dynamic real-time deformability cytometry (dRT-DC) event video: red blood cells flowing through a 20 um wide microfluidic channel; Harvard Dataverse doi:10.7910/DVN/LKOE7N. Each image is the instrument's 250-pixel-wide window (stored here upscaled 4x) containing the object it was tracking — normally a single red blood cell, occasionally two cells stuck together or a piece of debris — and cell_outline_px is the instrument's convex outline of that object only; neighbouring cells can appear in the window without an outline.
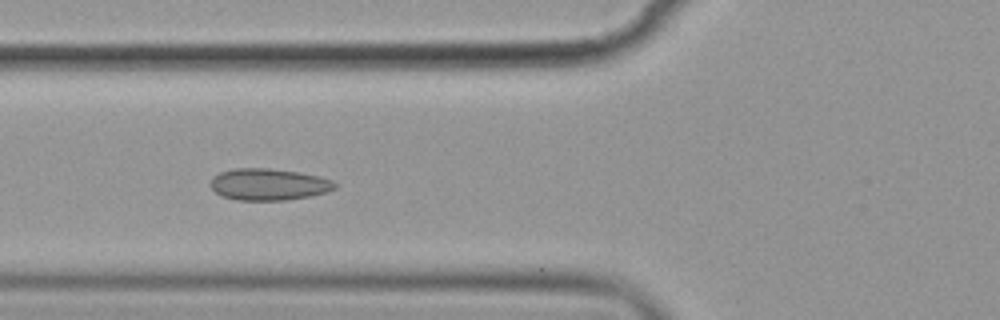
{"species": "common noctule bat (a hibernating species)", "species_latin": "Nyctalus noctula", "temperature_condition": "cold", "stored_images_in_passage": 10, "camera_frame_rate_fps": 3000, "um_per_image_px": 0.085, "animal": {"sex": "female", "body_mass_g": 19.9}, "frame": {"image": 1, "passage_image": 5, "time_ms": 4.667, "image_size_px": [1000, 320], "cell_outline_px": [[336, 188], [328, 192], [308, 196], [284, 200], [236, 200], [220, 196], [208, 184], [212, 176], [220, 172], [236, 168], [268, 168], [300, 172], [320, 176], [332, 180], [336, 184]], "centroid_in_image_um": [22.81, 15.67], "position_along_channel_um": 103.0, "area_um2": 23.18}}
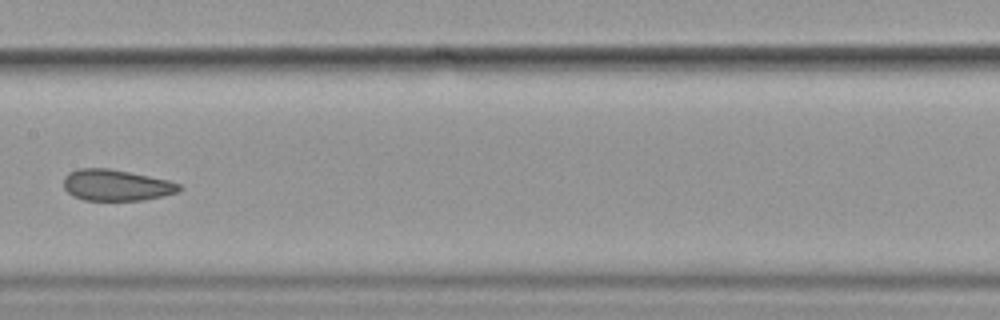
{"frame": {"image": 2, "passage_image": 7, "time_ms": 7.333, "image_size_px": [1000, 320], "cell_outline_px": [[184, 188], [180, 192], [164, 196], [144, 200], [84, 200], [72, 196], [64, 188], [64, 176], [68, 172], [80, 168], [108, 168], [168, 180], [180, 184]], "centroid_in_image_um": [9.9, 15.75], "position_along_channel_um": 197.5, "area_um2": 21.15}}
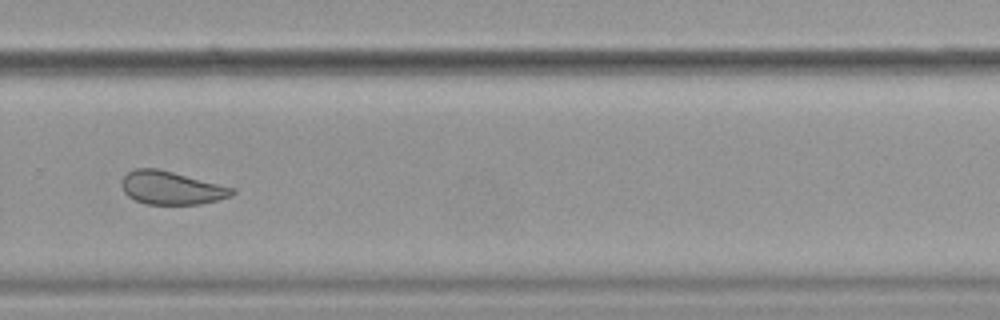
{"frame": {"image": 3, "passage_image": 10, "time_ms": 10.667, "image_size_px": [1000, 320], "cell_outline_px": [[236, 192], [232, 196], [200, 204], [148, 204], [136, 200], [128, 196], [124, 192], [120, 184], [120, 180], [128, 172], [136, 168], [156, 168], [236, 188]], "centroid_in_image_um": [14.56, 15.97], "position_along_channel_um": 315.2, "area_um2": 21.33}}